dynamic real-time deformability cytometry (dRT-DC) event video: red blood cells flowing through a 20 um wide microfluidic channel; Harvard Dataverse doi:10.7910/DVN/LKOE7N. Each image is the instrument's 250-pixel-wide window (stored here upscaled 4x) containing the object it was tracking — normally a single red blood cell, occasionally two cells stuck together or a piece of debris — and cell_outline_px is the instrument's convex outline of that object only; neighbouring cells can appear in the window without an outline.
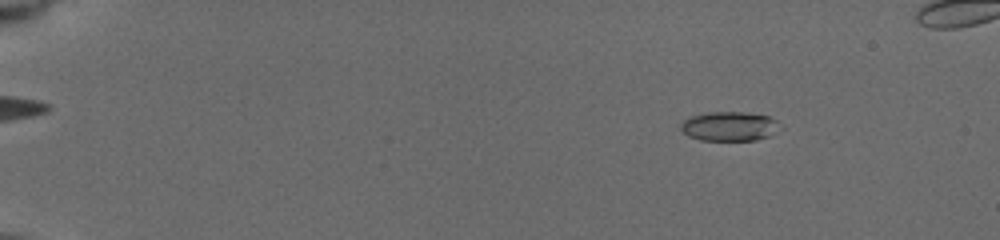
{"species": "common noctule bat (a hibernating species)", "species_latin": "Nyctalus noctula", "temperature_condition": "cold", "stored_images_in_passage": 18, "camera_frame_rate_fps": 3000, "um_per_image_px": 0.085, "animal": {"sex": "female", "body_mass_g": 19.5, "forearm_length_mm": 54.1}, "frame": {"image": 1, "passage_image": 9, "time_ms": 1.667, "image_size_px": [1000, 240], "cell_outline_px": [[776, 128], [768, 136], [756, 140], [700, 140], [688, 136], [680, 128], [680, 124], [684, 120], [692, 116], [708, 112], [744, 112], [768, 116], [776, 120]], "centroid_in_image_um": [61.92, 10.73], "position_along_channel_um": 23.1, "area_um2": 16.59}}